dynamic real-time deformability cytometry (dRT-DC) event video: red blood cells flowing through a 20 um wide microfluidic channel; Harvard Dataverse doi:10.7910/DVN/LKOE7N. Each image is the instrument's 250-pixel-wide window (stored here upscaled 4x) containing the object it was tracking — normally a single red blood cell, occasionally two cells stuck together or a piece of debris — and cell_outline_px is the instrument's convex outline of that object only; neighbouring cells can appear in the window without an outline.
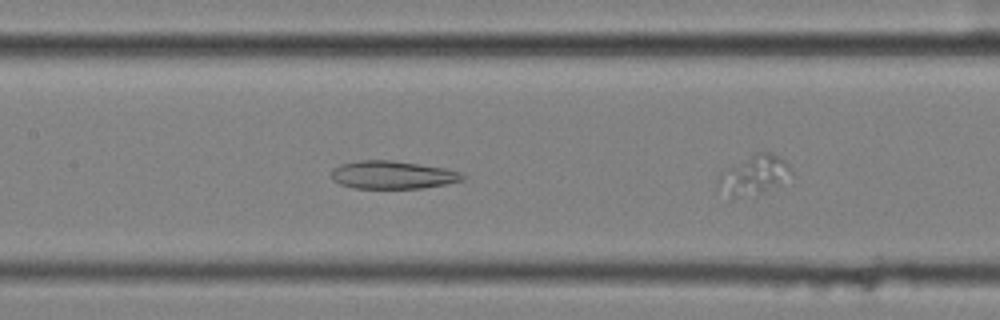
{"species": "common noctule bat (a hibernating species)", "species_latin": "Nyctalus noctula", "temperature_condition": "cold", "stored_images_in_passage": 31, "segment_of_instrument_passage": [1, 2], "camera_frame_rate_fps": 3000, "um_per_image_px": 0.085, "animal": {"sex": "female", "body_mass_g": 25.1}, "frame": {"image": 1, "passage_image": 11, "time_ms": 3.333, "image_size_px": [1000, 320], "cell_outline_px": [[464, 180], [424, 188], [356, 188], [340, 184], [332, 180], [332, 168], [340, 164], [360, 160], [388, 160], [444, 168], [460, 172], [464, 176]], "centroid_in_image_um": [33.33, 14.87], "position_along_channel_um": 174.1, "area_um2": 21.15}}
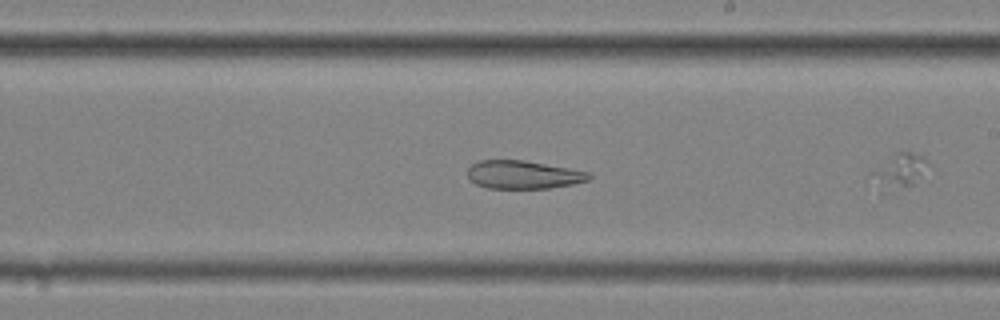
{"frame": {"image": 2, "passage_image": 17, "time_ms": 5.333, "image_size_px": [1000, 320], "cell_outline_px": [[592, 176], [588, 180], [572, 184], [548, 188], [488, 188], [476, 184], [468, 180], [468, 168], [476, 160], [524, 160], [568, 168], [588, 172]], "centroid_in_image_um": [44.43, 14.84], "position_along_channel_um": 244.6, "area_um2": 19.88}}
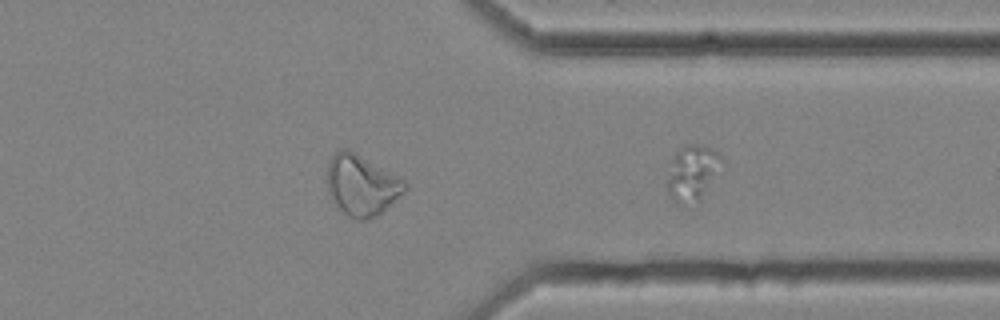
{"frame": {"image": 3, "passage_image": 29, "time_ms": 9.333, "image_size_px": [1000, 320], "cell_outline_px": [[408, 188], [404, 192], [376, 216], [368, 220], [356, 220], [348, 216], [332, 200], [328, 192], [328, 164], [336, 148], [348, 148], [404, 180], [408, 184]], "centroid_in_image_um": [30.72, 15.73], "position_along_channel_um": 380.7, "area_um2": 27.28}}